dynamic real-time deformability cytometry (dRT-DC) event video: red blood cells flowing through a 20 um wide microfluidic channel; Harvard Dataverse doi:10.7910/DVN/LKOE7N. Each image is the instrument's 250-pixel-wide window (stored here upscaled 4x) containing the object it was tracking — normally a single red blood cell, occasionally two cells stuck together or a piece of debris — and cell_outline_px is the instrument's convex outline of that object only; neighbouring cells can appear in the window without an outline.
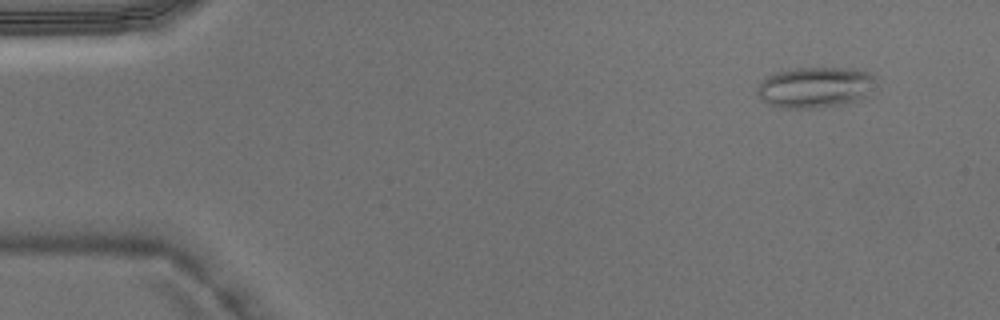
{"species": "Egyptian fruit bat (a non-hibernating species)", "species_latin": "Rousettus aegyptiacus", "temperature_condition": "warm", "stored_images_in_passage": 5, "camera_frame_rate_fps": 3000, "um_per_image_px": 0.085, "animal": {"sex": "male"}, "frame": {"image": 1, "passage_image": 1, "time_ms": 0.0, "image_size_px": [1000, 320], "cell_outline_px": [[876, 76], [864, 96], [840, 104], [816, 108], [784, 108], [768, 104], [760, 100], [756, 92], [756, 88], [768, 76], [776, 72], [796, 68], [848, 68], [868, 72]], "centroid_in_image_um": [69.19, 7.42], "position_along_channel_um": 15.8, "area_um2": 27.63}}